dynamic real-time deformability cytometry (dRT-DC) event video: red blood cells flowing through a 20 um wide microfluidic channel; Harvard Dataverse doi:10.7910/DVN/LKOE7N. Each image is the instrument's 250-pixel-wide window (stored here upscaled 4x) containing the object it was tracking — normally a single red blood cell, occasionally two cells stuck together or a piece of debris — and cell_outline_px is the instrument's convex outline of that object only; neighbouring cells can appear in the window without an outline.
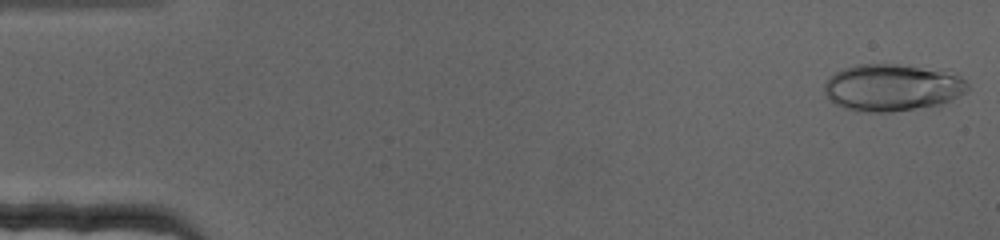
{"species": "human", "species_latin": "Homo sapiens", "temperature_condition": "cold", "stored_images_in_passage": 69, "camera_frame_rate_fps": 3000, "um_per_image_px": 0.085, "donor": {"sex": "female"}, "frame": {"image": 1, "passage_image": 1, "time_ms": 0.0, "image_size_px": [1000, 240], "cell_outline_px": [[968, 88], [964, 92], [952, 100], [940, 104], [892, 112], [868, 112], [844, 108], [836, 104], [824, 92], [824, 84], [828, 76], [844, 68], [856, 64], [896, 64], [948, 68], [960, 76], [968, 84]], "centroid_in_image_um": [75.88, 7.4], "position_along_channel_um": 9.1, "area_um2": 39.82}}
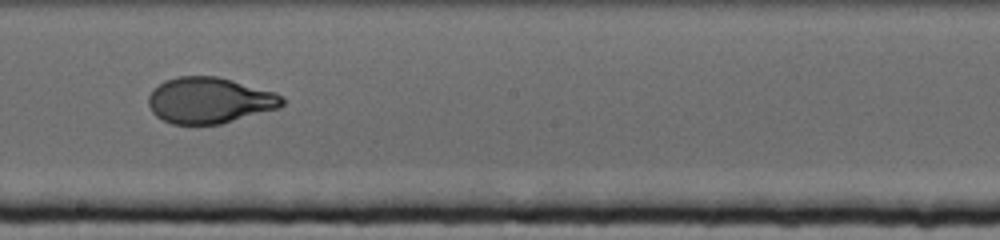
{"frame": {"image": 2, "passage_image": 39, "time_ms": 12.667, "image_size_px": [1000, 240], "cell_outline_px": [[288, 100], [280, 108], [220, 124], [172, 124], [156, 116], [152, 112], [148, 104], [148, 96], [152, 88], [164, 80], [176, 76], [216, 76], [232, 80], [276, 92]], "centroid_in_image_um": [17.81, 8.52], "position_along_channel_um": 230.4, "area_um2": 36.24}}
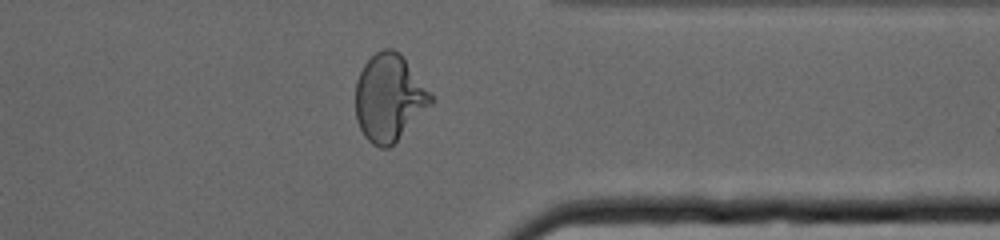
{"frame": {"image": 3, "passage_image": 55, "time_ms": 18.0, "image_size_px": [1000, 240], "cell_outline_px": [[436, 100], [388, 148], [380, 148], [372, 144], [364, 136], [356, 120], [356, 80], [364, 64], [376, 52], [384, 48], [392, 48], [400, 52]], "centroid_in_image_um": [33.07, 8.29], "position_along_channel_um": 378.3, "area_um2": 37.97}}